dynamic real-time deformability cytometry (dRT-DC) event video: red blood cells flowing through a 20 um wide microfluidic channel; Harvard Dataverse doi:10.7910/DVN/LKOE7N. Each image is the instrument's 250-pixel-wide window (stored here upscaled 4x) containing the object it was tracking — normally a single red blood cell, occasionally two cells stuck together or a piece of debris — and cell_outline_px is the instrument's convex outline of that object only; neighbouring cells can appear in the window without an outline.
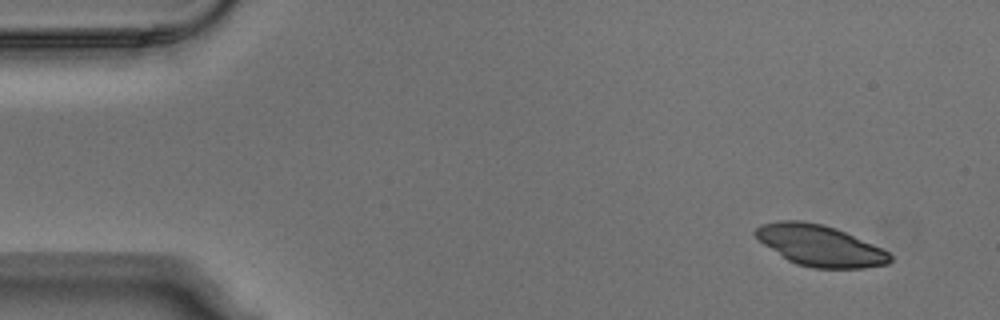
{"species": "Egyptian fruit bat (a non-hibernating species)", "species_latin": "Rousettus aegyptiacus", "temperature_condition": "warm", "stored_images_in_passage": 4, "camera_frame_rate_fps": 3000, "um_per_image_px": 0.085, "animal": {"sex": "male"}, "frame": {"image": 1, "passage_image": 1, "time_ms": 0.0, "image_size_px": [1000, 320], "cell_outline_px": [[892, 260], [888, 264], [864, 268], [812, 268], [796, 264], [788, 260], [764, 244], [752, 232], [760, 224], [776, 220], [800, 220], [824, 224], [836, 228], [872, 244], [888, 252], [892, 256]], "centroid_in_image_um": [69.67, 20.86], "position_along_channel_um": 15.3, "area_um2": 32.14}}